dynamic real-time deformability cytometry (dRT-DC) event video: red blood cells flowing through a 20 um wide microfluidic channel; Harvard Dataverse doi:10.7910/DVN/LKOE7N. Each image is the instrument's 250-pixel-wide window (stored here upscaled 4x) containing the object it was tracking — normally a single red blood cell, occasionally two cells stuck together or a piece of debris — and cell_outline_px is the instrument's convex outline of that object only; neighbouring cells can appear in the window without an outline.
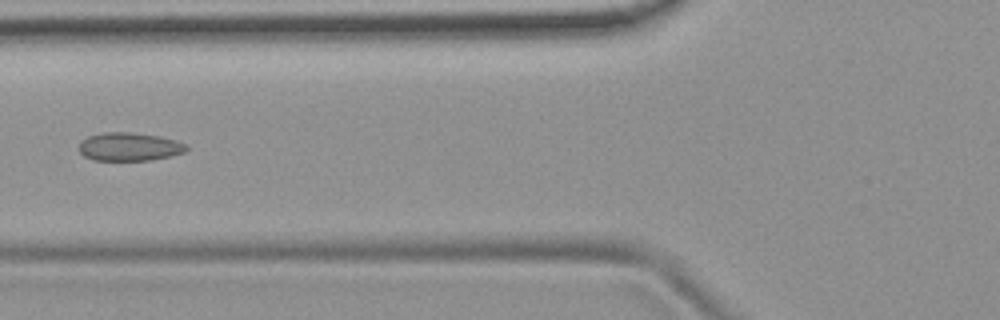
{"species": "common noctule bat (a hibernating species)", "species_latin": "Nyctalus noctula", "temperature_condition": "room temperature", "stored_images_in_passage": 5, "camera_frame_rate_fps": 3000, "um_per_image_px": 0.085, "animal": {"sex": "female", "body_mass_g": 19.9}, "frame": {"image": 1, "passage_image": 4, "time_ms": 1.0, "image_size_px": [1000, 320], "cell_outline_px": [[188, 148], [184, 152], [152, 160], [92, 160], [84, 156], [80, 152], [80, 140], [88, 136], [104, 132], [132, 132], [160, 136], [176, 140], [188, 144]], "centroid_in_image_um": [10.99, 12.46], "position_along_channel_um": 114.8, "area_um2": 17.8}}
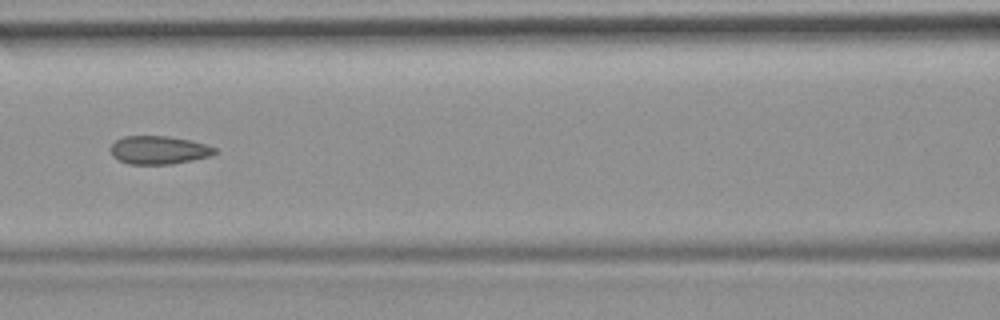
{"frame": {"image": 2, "passage_image": 5, "time_ms": 1.333, "image_size_px": [1000, 320], "cell_outline_px": [[216, 152], [208, 156], [192, 160], [172, 164], [128, 164], [112, 156], [108, 148], [116, 140], [124, 136], [168, 136], [188, 140], [204, 144], [216, 148]], "centroid_in_image_um": [13.43, 12.75], "position_along_channel_um": 153.2, "area_um2": 17.05}}